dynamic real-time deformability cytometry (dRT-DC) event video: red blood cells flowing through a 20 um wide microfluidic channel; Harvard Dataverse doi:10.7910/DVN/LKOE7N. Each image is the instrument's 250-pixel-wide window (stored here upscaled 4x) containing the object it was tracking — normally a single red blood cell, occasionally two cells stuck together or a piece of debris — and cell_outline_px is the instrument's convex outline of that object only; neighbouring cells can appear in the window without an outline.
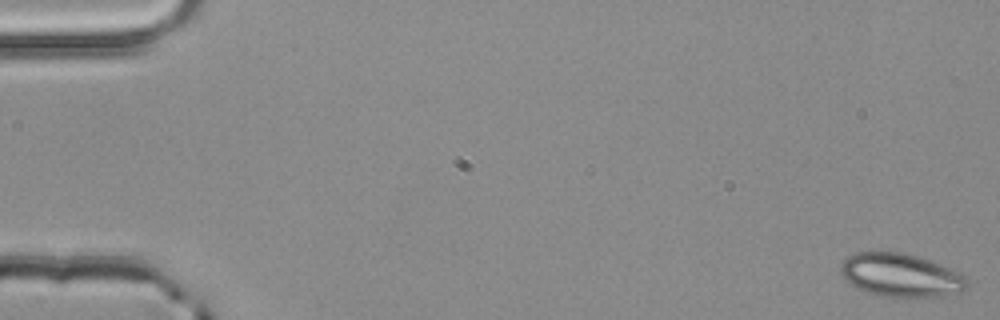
{"species": "common noctule bat (a hibernating species)", "species_latin": "Nyctalus noctula", "temperature_condition": "room temperature", "stored_images_in_passage": 52, "camera_frame_rate_fps": 3000, "um_per_image_px": 0.085, "animal": {"sex": "male", "body_mass_g": 20.4}, "frame": {"image": 1, "passage_image": 1, "time_ms": 0.0, "image_size_px": [1000, 320], "cell_outline_px": [[972, 284], [960, 292], [936, 296], [880, 296], [868, 292], [844, 280], [840, 276], [840, 264], [852, 252], [880, 248], [904, 252], [928, 260], [960, 272]], "centroid_in_image_um": [76.51, 23.33], "position_along_channel_um": 8.5, "area_um2": 32.54}}
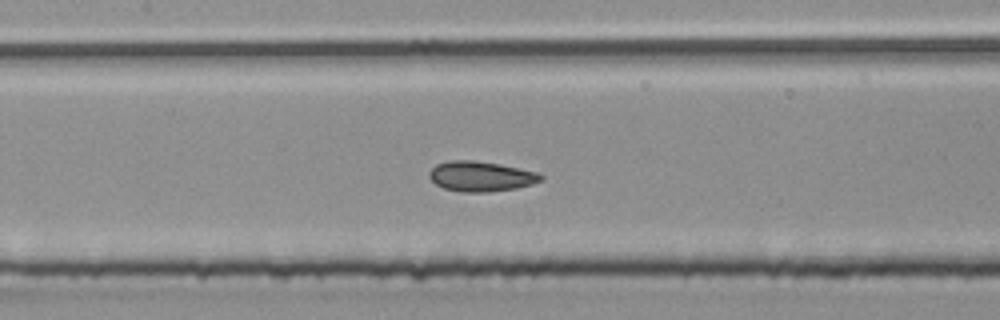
{"frame": {"image": 2, "passage_image": 25, "time_ms": 8.0, "image_size_px": [1000, 320], "cell_outline_px": [[544, 180], [532, 184], [516, 188], [488, 192], [460, 192], [444, 188], [436, 184], [428, 176], [428, 172], [436, 164], [448, 160], [472, 160], [500, 164], [540, 172], [544, 176]], "centroid_in_image_um": [40.9, 14.98], "position_along_channel_um": 166.5, "area_um2": 19.83}}
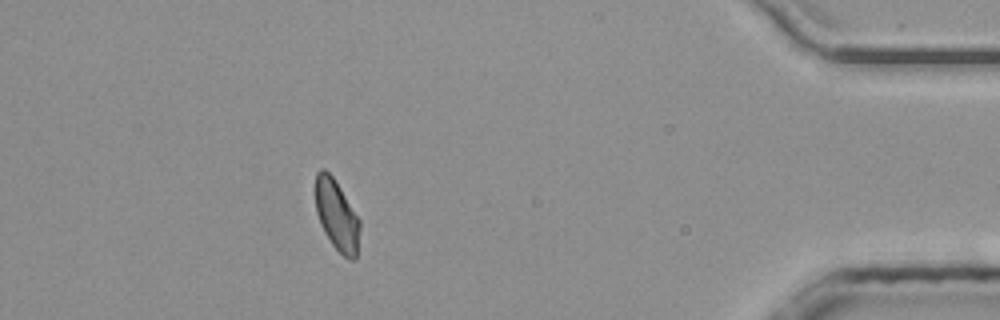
{"frame": {"image": 3, "passage_image": 47, "time_ms": 15.333, "image_size_px": [1000, 320], "cell_outline_px": [[360, 228], [356, 260], [348, 260], [332, 244], [324, 232], [320, 224], [316, 212], [316, 172], [320, 168], [324, 168], [332, 176], [340, 188], [360, 220]], "centroid_in_image_um": [28.63, 18.32], "position_along_channel_um": 406.6, "area_um2": 18.15}, "authors_computed_cell_mechanics": {"area_um2": 19.1318, "velocity_mm_per_s": 3.9945, "shape_relaxation_time_tau1_ms": null, "shape_relaxation_time_tau2_ms": 1.0626, "deformation_change_tau1": null, "deformation_change_tau2": 0.0482}}